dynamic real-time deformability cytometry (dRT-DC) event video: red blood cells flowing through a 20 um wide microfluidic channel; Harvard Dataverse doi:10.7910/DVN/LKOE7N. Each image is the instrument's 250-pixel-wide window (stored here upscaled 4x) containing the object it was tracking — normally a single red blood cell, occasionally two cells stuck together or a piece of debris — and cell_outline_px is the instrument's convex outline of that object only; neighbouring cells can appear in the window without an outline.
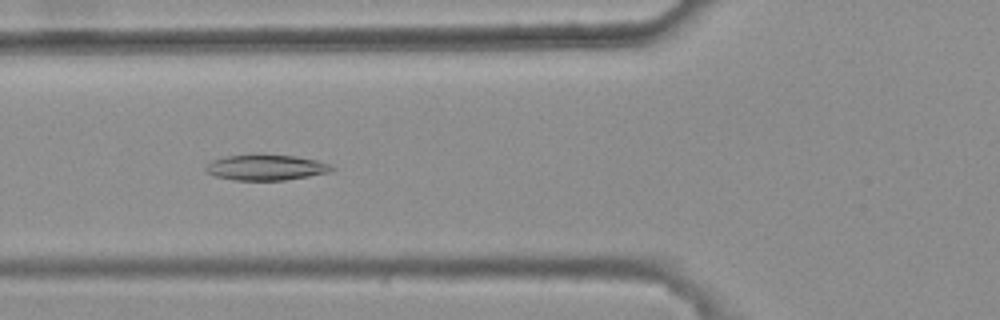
{"species": "common noctule bat (a hibernating species)", "species_latin": "Nyctalus noctula", "temperature_condition": "warm", "stored_images_in_passage": 8, "camera_frame_rate_fps": 3000, "um_per_image_px": 0.085, "animal": {"sex": "female", "body_mass_g": 25.1}, "frame": {"image": 1, "passage_image": 4, "time_ms": 1.0, "image_size_px": [1000, 320], "cell_outline_px": [[336, 168], [328, 172], [308, 176], [284, 180], [232, 180], [216, 176], [204, 172], [204, 168], [212, 160], [228, 156], [296, 156], [316, 160], [328, 164]], "centroid_in_image_um": [22.58, 14.26], "position_along_channel_um": 103.2, "area_um2": 18.26}}
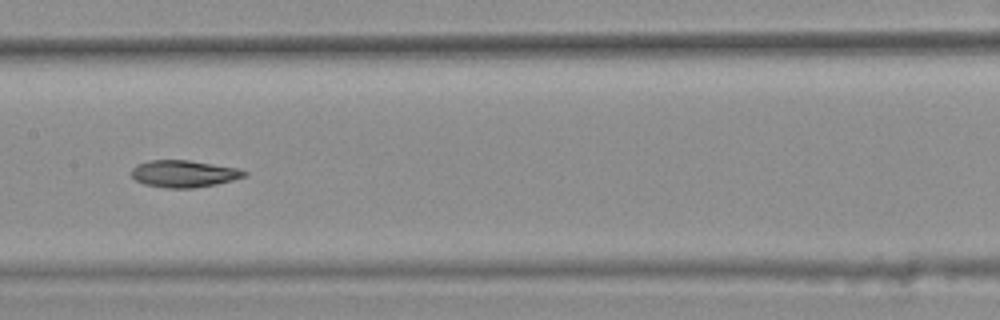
{"frame": {"image": 2, "passage_image": 6, "time_ms": 1.667, "image_size_px": [1000, 320], "cell_outline_px": [[248, 176], [216, 184], [196, 188], [164, 188], [144, 184], [136, 180], [132, 176], [132, 168], [136, 164], [148, 160], [188, 160], [236, 168], [248, 172]], "centroid_in_image_um": [15.62, 14.77], "position_along_channel_um": 191.8, "area_um2": 17.8}}
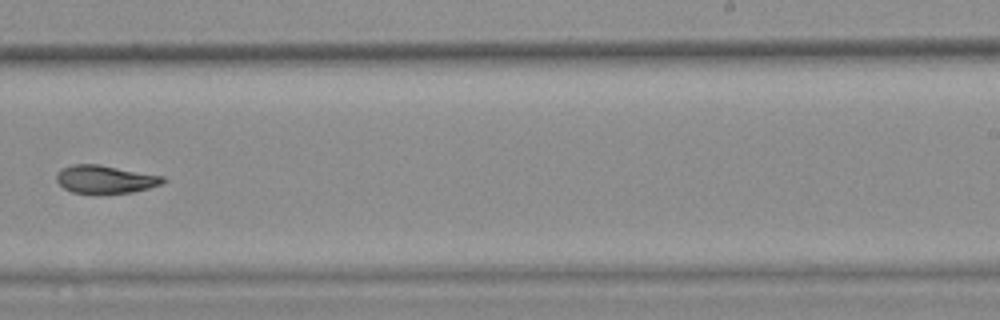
{"frame": {"image": 3, "passage_image": 8, "time_ms": 2.333, "image_size_px": [1000, 320], "cell_outline_px": [[168, 180], [160, 184], [148, 188], [132, 192], [72, 192], [64, 188], [56, 180], [56, 176], [64, 168], [72, 164], [96, 164], [164, 176]], "centroid_in_image_um": [8.97, 15.22], "position_along_channel_um": 280.0, "area_um2": 16.82}}